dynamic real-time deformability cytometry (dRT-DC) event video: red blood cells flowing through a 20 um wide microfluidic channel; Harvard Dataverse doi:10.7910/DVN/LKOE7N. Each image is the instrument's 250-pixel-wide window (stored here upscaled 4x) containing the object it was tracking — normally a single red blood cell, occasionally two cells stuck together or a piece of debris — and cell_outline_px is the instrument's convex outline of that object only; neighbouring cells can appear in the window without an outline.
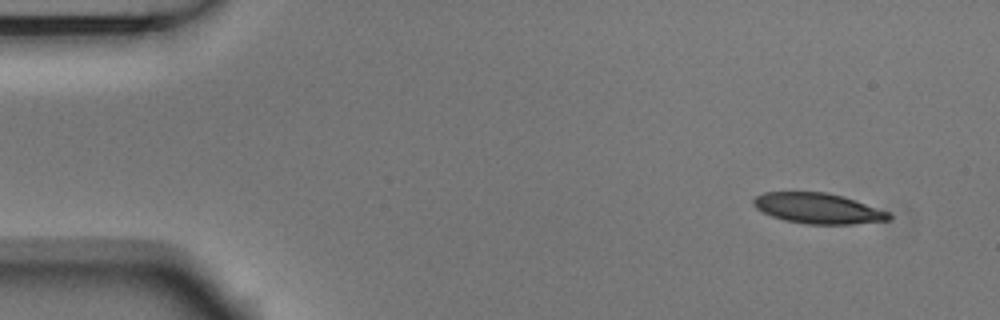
{"species": "Egyptian fruit bat (a non-hibernating species)", "species_latin": "Rousettus aegyptiacus", "temperature_condition": "room temperature", "stored_images_in_passage": 4, "camera_frame_rate_fps": 3000, "um_per_image_px": 0.085, "animal": {"sex": "male"}, "frame": {"image": 1, "passage_image": 1, "time_ms": 0.0, "image_size_px": [1000, 320], "cell_outline_px": [[892, 220], [852, 224], [808, 224], [784, 220], [772, 216], [756, 208], [752, 204], [752, 200], [756, 196], [764, 192], [824, 192], [856, 200], [888, 212], [892, 216]], "centroid_in_image_um": [69.53, 17.71], "position_along_channel_um": 15.5, "area_um2": 23.93}}
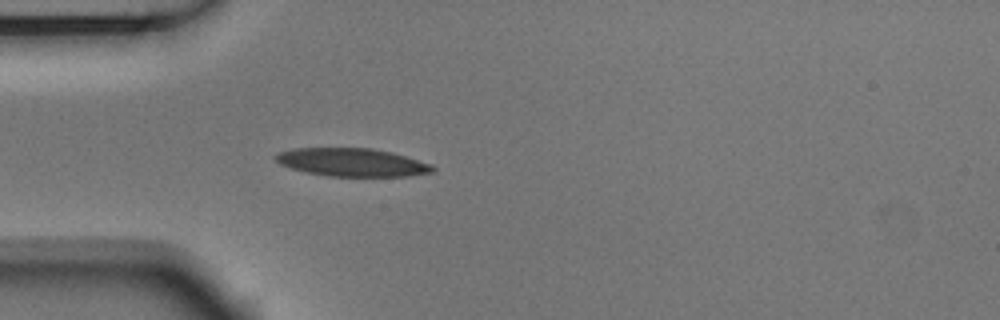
{"frame": {"image": 2, "passage_image": 4, "time_ms": 1.0, "image_size_px": [1000, 320], "cell_outline_px": [[436, 168], [432, 172], [408, 176], [328, 176], [308, 172], [292, 168], [280, 164], [272, 156], [280, 152], [292, 148], [372, 148], [392, 152], [432, 164]], "centroid_in_image_um": [29.93, 13.79], "position_along_channel_um": 55.1, "area_um2": 25.66}}